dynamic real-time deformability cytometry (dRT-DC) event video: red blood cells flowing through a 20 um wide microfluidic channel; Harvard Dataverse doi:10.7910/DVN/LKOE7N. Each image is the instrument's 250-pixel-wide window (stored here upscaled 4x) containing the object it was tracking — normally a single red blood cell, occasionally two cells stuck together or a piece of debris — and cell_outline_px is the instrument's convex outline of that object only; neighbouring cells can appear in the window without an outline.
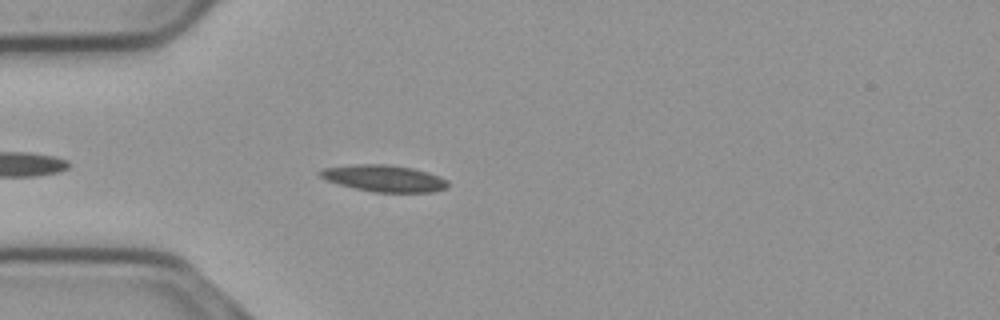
{"species": "common noctule bat (a hibernating species)", "species_latin": "Nyctalus noctula", "temperature_condition": "cold", "stored_images_in_passage": 28, "camera_frame_rate_fps": 3000, "um_per_image_px": 0.085, "animal": {"sex": "male", "body_mass_g": 23.1, "forearm_length_mm": 52.7}, "frame": {"image": 1, "passage_image": 5, "time_ms": 1.333, "image_size_px": [1000, 320], "cell_outline_px": [[448, 184], [444, 188], [432, 192], [372, 192], [340, 184], [328, 180], [320, 176], [316, 172], [324, 168], [352, 164], [388, 164], [412, 168], [428, 172], [440, 176], [448, 180]], "centroid_in_image_um": [32.65, 15.15], "position_along_channel_um": 52.4, "area_um2": 19.77}}
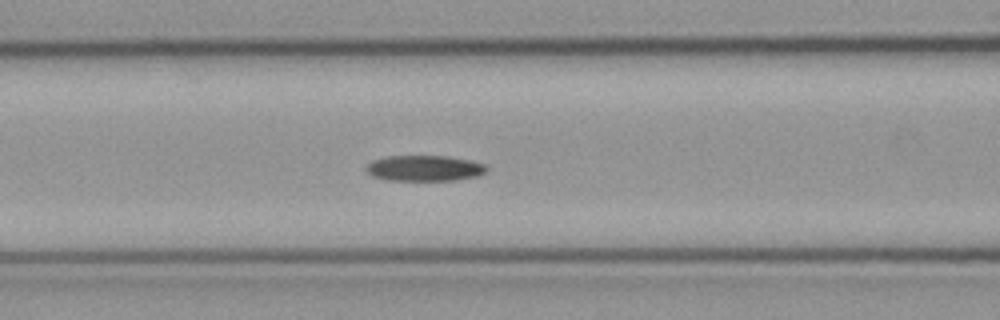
{"frame": {"image": 2, "passage_image": 12, "time_ms": 3.667, "image_size_px": [1000, 320], "cell_outline_px": [[488, 168], [484, 172], [476, 176], [456, 180], [388, 180], [372, 176], [364, 168], [372, 160], [388, 156], [448, 156], [468, 160], [484, 164]], "centroid_in_image_um": [36.04, 14.29], "position_along_channel_um": 130.6, "area_um2": 17.92}}
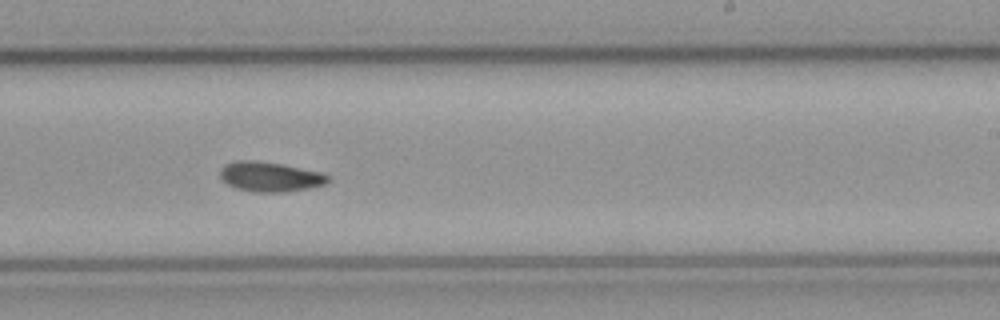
{"frame": {"image": 3, "passage_image": 23, "time_ms": 7.333, "image_size_px": [1000, 320], "cell_outline_px": [[328, 180], [324, 184], [308, 188], [284, 192], [252, 192], [236, 188], [220, 180], [220, 168], [224, 164], [236, 160], [248, 160], [284, 164], [320, 172], [328, 176]], "centroid_in_image_um": [22.88, 15.02], "position_along_channel_um": 266.1, "area_um2": 18.73}}